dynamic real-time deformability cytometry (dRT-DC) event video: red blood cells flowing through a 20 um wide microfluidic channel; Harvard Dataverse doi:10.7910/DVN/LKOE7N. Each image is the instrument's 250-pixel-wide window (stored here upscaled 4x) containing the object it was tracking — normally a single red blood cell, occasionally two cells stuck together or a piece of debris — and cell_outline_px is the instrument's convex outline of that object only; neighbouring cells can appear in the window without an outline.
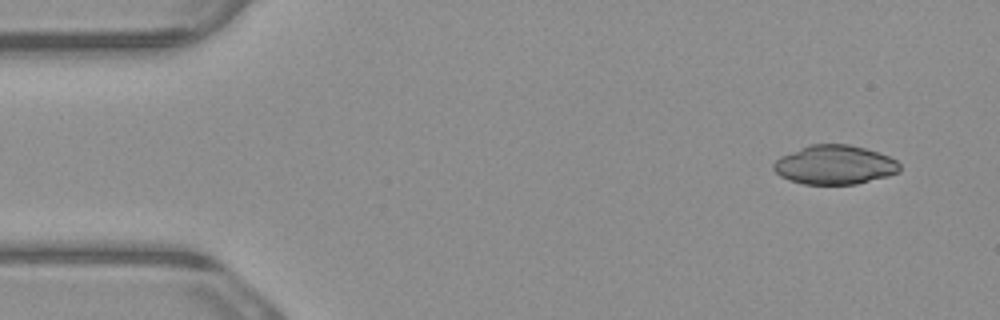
{"species": "common noctule bat (a hibernating species)", "species_latin": "Nyctalus noctula", "temperature_condition": "warm", "stored_images_in_passage": 4, "camera_frame_rate_fps": 3000, "um_per_image_px": 0.085, "animal": {"sex": "male", "body_mass_g": 23.1, "forearm_length_mm": 52.7}, "frame": {"image": 1, "passage_image": 1, "time_ms": 0.0, "image_size_px": [1000, 320], "cell_outline_px": [[900, 172], [888, 176], [856, 184], [804, 184], [788, 180], [780, 176], [772, 168], [772, 164], [780, 156], [808, 144], [848, 144], [864, 148], [888, 156], [896, 160], [900, 164]], "centroid_in_image_um": [70.92, 14.01], "position_along_channel_um": 14.1, "area_um2": 28.84}}